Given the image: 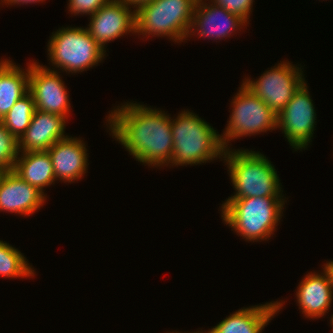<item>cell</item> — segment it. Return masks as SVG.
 <instances>
[{
  "label": "cell",
  "instance_id": "cell-2",
  "mask_svg": "<svg viewBox=\"0 0 333 333\" xmlns=\"http://www.w3.org/2000/svg\"><path fill=\"white\" fill-rule=\"evenodd\" d=\"M173 165L202 164L224 156L221 135L195 113L182 111L171 119Z\"/></svg>",
  "mask_w": 333,
  "mask_h": 333
},
{
  "label": "cell",
  "instance_id": "cell-12",
  "mask_svg": "<svg viewBox=\"0 0 333 333\" xmlns=\"http://www.w3.org/2000/svg\"><path fill=\"white\" fill-rule=\"evenodd\" d=\"M244 25L246 22L242 18L223 7L213 2L207 4L203 0H197L188 35H193L196 31L201 38L221 40L230 37L233 31L241 29Z\"/></svg>",
  "mask_w": 333,
  "mask_h": 333
},
{
  "label": "cell",
  "instance_id": "cell-3",
  "mask_svg": "<svg viewBox=\"0 0 333 333\" xmlns=\"http://www.w3.org/2000/svg\"><path fill=\"white\" fill-rule=\"evenodd\" d=\"M283 197L227 199L222 204V219L247 241L267 240L282 218Z\"/></svg>",
  "mask_w": 333,
  "mask_h": 333
},
{
  "label": "cell",
  "instance_id": "cell-17",
  "mask_svg": "<svg viewBox=\"0 0 333 333\" xmlns=\"http://www.w3.org/2000/svg\"><path fill=\"white\" fill-rule=\"evenodd\" d=\"M283 304L282 301H276L249 308H241L230 314L207 333H261L271 318L279 312Z\"/></svg>",
  "mask_w": 333,
  "mask_h": 333
},
{
  "label": "cell",
  "instance_id": "cell-4",
  "mask_svg": "<svg viewBox=\"0 0 333 333\" xmlns=\"http://www.w3.org/2000/svg\"><path fill=\"white\" fill-rule=\"evenodd\" d=\"M229 176L236 193L228 199L246 197H283L280 180L273 164L252 150H225Z\"/></svg>",
  "mask_w": 333,
  "mask_h": 333
},
{
  "label": "cell",
  "instance_id": "cell-18",
  "mask_svg": "<svg viewBox=\"0 0 333 333\" xmlns=\"http://www.w3.org/2000/svg\"><path fill=\"white\" fill-rule=\"evenodd\" d=\"M12 171L43 194V188L56 180L47 151L22 152V156L17 157Z\"/></svg>",
  "mask_w": 333,
  "mask_h": 333
},
{
  "label": "cell",
  "instance_id": "cell-27",
  "mask_svg": "<svg viewBox=\"0 0 333 333\" xmlns=\"http://www.w3.org/2000/svg\"><path fill=\"white\" fill-rule=\"evenodd\" d=\"M324 268L329 274L330 280H331V286L333 290V261H329L324 265Z\"/></svg>",
  "mask_w": 333,
  "mask_h": 333
},
{
  "label": "cell",
  "instance_id": "cell-25",
  "mask_svg": "<svg viewBox=\"0 0 333 333\" xmlns=\"http://www.w3.org/2000/svg\"><path fill=\"white\" fill-rule=\"evenodd\" d=\"M123 1L127 6L130 7V5L133 7L132 8H135L136 7V10L138 8H140L142 5L146 4V3H149L153 0H121Z\"/></svg>",
  "mask_w": 333,
  "mask_h": 333
},
{
  "label": "cell",
  "instance_id": "cell-15",
  "mask_svg": "<svg viewBox=\"0 0 333 333\" xmlns=\"http://www.w3.org/2000/svg\"><path fill=\"white\" fill-rule=\"evenodd\" d=\"M57 180L73 182L81 179L87 170V149L83 140L70 136L58 140L47 150Z\"/></svg>",
  "mask_w": 333,
  "mask_h": 333
},
{
  "label": "cell",
  "instance_id": "cell-11",
  "mask_svg": "<svg viewBox=\"0 0 333 333\" xmlns=\"http://www.w3.org/2000/svg\"><path fill=\"white\" fill-rule=\"evenodd\" d=\"M121 0H110L90 16L86 29L91 37L101 46L127 34L136 32L135 9L131 11Z\"/></svg>",
  "mask_w": 333,
  "mask_h": 333
},
{
  "label": "cell",
  "instance_id": "cell-7",
  "mask_svg": "<svg viewBox=\"0 0 333 333\" xmlns=\"http://www.w3.org/2000/svg\"><path fill=\"white\" fill-rule=\"evenodd\" d=\"M232 100V114L221 136L225 150L233 139L278 128L277 114L243 83Z\"/></svg>",
  "mask_w": 333,
  "mask_h": 333
},
{
  "label": "cell",
  "instance_id": "cell-21",
  "mask_svg": "<svg viewBox=\"0 0 333 333\" xmlns=\"http://www.w3.org/2000/svg\"><path fill=\"white\" fill-rule=\"evenodd\" d=\"M34 271L18 249L0 240V276L4 278L32 277Z\"/></svg>",
  "mask_w": 333,
  "mask_h": 333
},
{
  "label": "cell",
  "instance_id": "cell-14",
  "mask_svg": "<svg viewBox=\"0 0 333 333\" xmlns=\"http://www.w3.org/2000/svg\"><path fill=\"white\" fill-rule=\"evenodd\" d=\"M67 118L35 109L31 123L19 139V152L47 151L65 136Z\"/></svg>",
  "mask_w": 333,
  "mask_h": 333
},
{
  "label": "cell",
  "instance_id": "cell-23",
  "mask_svg": "<svg viewBox=\"0 0 333 333\" xmlns=\"http://www.w3.org/2000/svg\"><path fill=\"white\" fill-rule=\"evenodd\" d=\"M254 0H211L214 4L223 7L232 14L238 15L246 23L252 9Z\"/></svg>",
  "mask_w": 333,
  "mask_h": 333
},
{
  "label": "cell",
  "instance_id": "cell-9",
  "mask_svg": "<svg viewBox=\"0 0 333 333\" xmlns=\"http://www.w3.org/2000/svg\"><path fill=\"white\" fill-rule=\"evenodd\" d=\"M308 92L304 82L277 115V127H281L290 146L297 150L308 146L315 130L316 113Z\"/></svg>",
  "mask_w": 333,
  "mask_h": 333
},
{
  "label": "cell",
  "instance_id": "cell-10",
  "mask_svg": "<svg viewBox=\"0 0 333 333\" xmlns=\"http://www.w3.org/2000/svg\"><path fill=\"white\" fill-rule=\"evenodd\" d=\"M58 73L37 62L30 63L29 92L33 96L35 109L68 118L69 96Z\"/></svg>",
  "mask_w": 333,
  "mask_h": 333
},
{
  "label": "cell",
  "instance_id": "cell-28",
  "mask_svg": "<svg viewBox=\"0 0 333 333\" xmlns=\"http://www.w3.org/2000/svg\"><path fill=\"white\" fill-rule=\"evenodd\" d=\"M330 324L332 325V329H333V315L331 316Z\"/></svg>",
  "mask_w": 333,
  "mask_h": 333
},
{
  "label": "cell",
  "instance_id": "cell-5",
  "mask_svg": "<svg viewBox=\"0 0 333 333\" xmlns=\"http://www.w3.org/2000/svg\"><path fill=\"white\" fill-rule=\"evenodd\" d=\"M197 0H153L135 10L139 35L167 36L175 42L188 37Z\"/></svg>",
  "mask_w": 333,
  "mask_h": 333
},
{
  "label": "cell",
  "instance_id": "cell-1",
  "mask_svg": "<svg viewBox=\"0 0 333 333\" xmlns=\"http://www.w3.org/2000/svg\"><path fill=\"white\" fill-rule=\"evenodd\" d=\"M109 130L140 163L159 167L172 161L171 117L136 103L119 106L108 116Z\"/></svg>",
  "mask_w": 333,
  "mask_h": 333
},
{
  "label": "cell",
  "instance_id": "cell-26",
  "mask_svg": "<svg viewBox=\"0 0 333 333\" xmlns=\"http://www.w3.org/2000/svg\"><path fill=\"white\" fill-rule=\"evenodd\" d=\"M40 1H45V0H4V3L5 4H8V5H14V4H27V3H36V2H40Z\"/></svg>",
  "mask_w": 333,
  "mask_h": 333
},
{
  "label": "cell",
  "instance_id": "cell-20",
  "mask_svg": "<svg viewBox=\"0 0 333 333\" xmlns=\"http://www.w3.org/2000/svg\"><path fill=\"white\" fill-rule=\"evenodd\" d=\"M34 111V99L28 91L23 97L17 100L1 122L19 140L29 127Z\"/></svg>",
  "mask_w": 333,
  "mask_h": 333
},
{
  "label": "cell",
  "instance_id": "cell-13",
  "mask_svg": "<svg viewBox=\"0 0 333 333\" xmlns=\"http://www.w3.org/2000/svg\"><path fill=\"white\" fill-rule=\"evenodd\" d=\"M45 195L13 171L0 173V211L33 214L45 202Z\"/></svg>",
  "mask_w": 333,
  "mask_h": 333
},
{
  "label": "cell",
  "instance_id": "cell-8",
  "mask_svg": "<svg viewBox=\"0 0 333 333\" xmlns=\"http://www.w3.org/2000/svg\"><path fill=\"white\" fill-rule=\"evenodd\" d=\"M302 72L301 68L285 61L256 81L245 78L243 84L278 115L305 82Z\"/></svg>",
  "mask_w": 333,
  "mask_h": 333
},
{
  "label": "cell",
  "instance_id": "cell-22",
  "mask_svg": "<svg viewBox=\"0 0 333 333\" xmlns=\"http://www.w3.org/2000/svg\"><path fill=\"white\" fill-rule=\"evenodd\" d=\"M19 154V140L0 121V173L12 171Z\"/></svg>",
  "mask_w": 333,
  "mask_h": 333
},
{
  "label": "cell",
  "instance_id": "cell-24",
  "mask_svg": "<svg viewBox=\"0 0 333 333\" xmlns=\"http://www.w3.org/2000/svg\"><path fill=\"white\" fill-rule=\"evenodd\" d=\"M110 0H69L68 7L71 14H89L97 12Z\"/></svg>",
  "mask_w": 333,
  "mask_h": 333
},
{
  "label": "cell",
  "instance_id": "cell-6",
  "mask_svg": "<svg viewBox=\"0 0 333 333\" xmlns=\"http://www.w3.org/2000/svg\"><path fill=\"white\" fill-rule=\"evenodd\" d=\"M52 34L48 43L49 60L66 73L89 70L106 55L105 48L91 37L86 28L63 27Z\"/></svg>",
  "mask_w": 333,
  "mask_h": 333
},
{
  "label": "cell",
  "instance_id": "cell-16",
  "mask_svg": "<svg viewBox=\"0 0 333 333\" xmlns=\"http://www.w3.org/2000/svg\"><path fill=\"white\" fill-rule=\"evenodd\" d=\"M323 275L308 273L297 288V303L306 318L323 317L331 305L333 290L328 272L323 268Z\"/></svg>",
  "mask_w": 333,
  "mask_h": 333
},
{
  "label": "cell",
  "instance_id": "cell-19",
  "mask_svg": "<svg viewBox=\"0 0 333 333\" xmlns=\"http://www.w3.org/2000/svg\"><path fill=\"white\" fill-rule=\"evenodd\" d=\"M29 70L30 64L24 71L8 59L0 61V121L29 91Z\"/></svg>",
  "mask_w": 333,
  "mask_h": 333
}]
</instances>
